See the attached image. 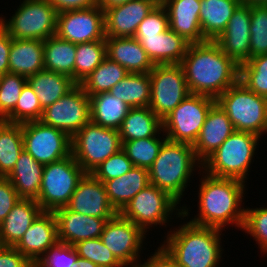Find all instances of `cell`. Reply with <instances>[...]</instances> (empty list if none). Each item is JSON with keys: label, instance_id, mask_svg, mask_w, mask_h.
<instances>
[{"label": "cell", "instance_id": "obj_48", "mask_svg": "<svg viewBox=\"0 0 267 267\" xmlns=\"http://www.w3.org/2000/svg\"><path fill=\"white\" fill-rule=\"evenodd\" d=\"M169 28L168 14L164 6H155L138 25L135 35L152 36Z\"/></svg>", "mask_w": 267, "mask_h": 267}, {"label": "cell", "instance_id": "obj_49", "mask_svg": "<svg viewBox=\"0 0 267 267\" xmlns=\"http://www.w3.org/2000/svg\"><path fill=\"white\" fill-rule=\"evenodd\" d=\"M19 199L12 183L6 177H0V224Z\"/></svg>", "mask_w": 267, "mask_h": 267}, {"label": "cell", "instance_id": "obj_20", "mask_svg": "<svg viewBox=\"0 0 267 267\" xmlns=\"http://www.w3.org/2000/svg\"><path fill=\"white\" fill-rule=\"evenodd\" d=\"M57 220L58 241L68 245L92 238H100L107 222L97 218L77 213L61 207L54 211Z\"/></svg>", "mask_w": 267, "mask_h": 267}, {"label": "cell", "instance_id": "obj_42", "mask_svg": "<svg viewBox=\"0 0 267 267\" xmlns=\"http://www.w3.org/2000/svg\"><path fill=\"white\" fill-rule=\"evenodd\" d=\"M250 58L267 54V5H251Z\"/></svg>", "mask_w": 267, "mask_h": 267}, {"label": "cell", "instance_id": "obj_21", "mask_svg": "<svg viewBox=\"0 0 267 267\" xmlns=\"http://www.w3.org/2000/svg\"><path fill=\"white\" fill-rule=\"evenodd\" d=\"M57 241L58 231L55 214L54 212L43 211L14 247L34 264Z\"/></svg>", "mask_w": 267, "mask_h": 267}, {"label": "cell", "instance_id": "obj_40", "mask_svg": "<svg viewBox=\"0 0 267 267\" xmlns=\"http://www.w3.org/2000/svg\"><path fill=\"white\" fill-rule=\"evenodd\" d=\"M239 81L257 95L267 98V54L241 64Z\"/></svg>", "mask_w": 267, "mask_h": 267}, {"label": "cell", "instance_id": "obj_34", "mask_svg": "<svg viewBox=\"0 0 267 267\" xmlns=\"http://www.w3.org/2000/svg\"><path fill=\"white\" fill-rule=\"evenodd\" d=\"M76 46L70 41L51 36L44 40V68L71 77L74 80Z\"/></svg>", "mask_w": 267, "mask_h": 267}, {"label": "cell", "instance_id": "obj_9", "mask_svg": "<svg viewBox=\"0 0 267 267\" xmlns=\"http://www.w3.org/2000/svg\"><path fill=\"white\" fill-rule=\"evenodd\" d=\"M1 27L14 39L46 40L55 36L57 10L48 0H25Z\"/></svg>", "mask_w": 267, "mask_h": 267}, {"label": "cell", "instance_id": "obj_8", "mask_svg": "<svg viewBox=\"0 0 267 267\" xmlns=\"http://www.w3.org/2000/svg\"><path fill=\"white\" fill-rule=\"evenodd\" d=\"M122 149L119 131L88 122L71 138V153L86 173Z\"/></svg>", "mask_w": 267, "mask_h": 267}, {"label": "cell", "instance_id": "obj_13", "mask_svg": "<svg viewBox=\"0 0 267 267\" xmlns=\"http://www.w3.org/2000/svg\"><path fill=\"white\" fill-rule=\"evenodd\" d=\"M44 124L65 132L71 138L91 121L90 98L77 84L67 94L43 110Z\"/></svg>", "mask_w": 267, "mask_h": 267}, {"label": "cell", "instance_id": "obj_27", "mask_svg": "<svg viewBox=\"0 0 267 267\" xmlns=\"http://www.w3.org/2000/svg\"><path fill=\"white\" fill-rule=\"evenodd\" d=\"M44 69L43 40L12 38L9 73L28 78Z\"/></svg>", "mask_w": 267, "mask_h": 267}, {"label": "cell", "instance_id": "obj_52", "mask_svg": "<svg viewBox=\"0 0 267 267\" xmlns=\"http://www.w3.org/2000/svg\"><path fill=\"white\" fill-rule=\"evenodd\" d=\"M12 37L0 26V76L9 73V53Z\"/></svg>", "mask_w": 267, "mask_h": 267}, {"label": "cell", "instance_id": "obj_6", "mask_svg": "<svg viewBox=\"0 0 267 267\" xmlns=\"http://www.w3.org/2000/svg\"><path fill=\"white\" fill-rule=\"evenodd\" d=\"M259 138L251 132L234 131L203 161L207 174L245 182Z\"/></svg>", "mask_w": 267, "mask_h": 267}, {"label": "cell", "instance_id": "obj_36", "mask_svg": "<svg viewBox=\"0 0 267 267\" xmlns=\"http://www.w3.org/2000/svg\"><path fill=\"white\" fill-rule=\"evenodd\" d=\"M24 150L22 124L0 120V177H7Z\"/></svg>", "mask_w": 267, "mask_h": 267}, {"label": "cell", "instance_id": "obj_3", "mask_svg": "<svg viewBox=\"0 0 267 267\" xmlns=\"http://www.w3.org/2000/svg\"><path fill=\"white\" fill-rule=\"evenodd\" d=\"M220 231L188 222L169 234L167 246L163 244L162 247L179 267H216L222 251Z\"/></svg>", "mask_w": 267, "mask_h": 267}, {"label": "cell", "instance_id": "obj_12", "mask_svg": "<svg viewBox=\"0 0 267 267\" xmlns=\"http://www.w3.org/2000/svg\"><path fill=\"white\" fill-rule=\"evenodd\" d=\"M24 150L43 165L71 154V137L42 121L22 123Z\"/></svg>", "mask_w": 267, "mask_h": 267}, {"label": "cell", "instance_id": "obj_54", "mask_svg": "<svg viewBox=\"0 0 267 267\" xmlns=\"http://www.w3.org/2000/svg\"><path fill=\"white\" fill-rule=\"evenodd\" d=\"M130 0H99V6L105 11L113 6L121 5Z\"/></svg>", "mask_w": 267, "mask_h": 267}, {"label": "cell", "instance_id": "obj_45", "mask_svg": "<svg viewBox=\"0 0 267 267\" xmlns=\"http://www.w3.org/2000/svg\"><path fill=\"white\" fill-rule=\"evenodd\" d=\"M43 256L34 263V267H74L79 257L74 245L60 241L48 248Z\"/></svg>", "mask_w": 267, "mask_h": 267}, {"label": "cell", "instance_id": "obj_51", "mask_svg": "<svg viewBox=\"0 0 267 267\" xmlns=\"http://www.w3.org/2000/svg\"><path fill=\"white\" fill-rule=\"evenodd\" d=\"M148 261L142 265H131V267H179L176 261L169 255V253L160 247L157 252Z\"/></svg>", "mask_w": 267, "mask_h": 267}, {"label": "cell", "instance_id": "obj_18", "mask_svg": "<svg viewBox=\"0 0 267 267\" xmlns=\"http://www.w3.org/2000/svg\"><path fill=\"white\" fill-rule=\"evenodd\" d=\"M250 19L251 5L242 2L235 9L226 29L215 40L239 66L250 59Z\"/></svg>", "mask_w": 267, "mask_h": 267}, {"label": "cell", "instance_id": "obj_50", "mask_svg": "<svg viewBox=\"0 0 267 267\" xmlns=\"http://www.w3.org/2000/svg\"><path fill=\"white\" fill-rule=\"evenodd\" d=\"M0 267H34L15 247L0 246Z\"/></svg>", "mask_w": 267, "mask_h": 267}, {"label": "cell", "instance_id": "obj_43", "mask_svg": "<svg viewBox=\"0 0 267 267\" xmlns=\"http://www.w3.org/2000/svg\"><path fill=\"white\" fill-rule=\"evenodd\" d=\"M74 248L80 258L90 260L99 267H124L100 238L79 241Z\"/></svg>", "mask_w": 267, "mask_h": 267}, {"label": "cell", "instance_id": "obj_35", "mask_svg": "<svg viewBox=\"0 0 267 267\" xmlns=\"http://www.w3.org/2000/svg\"><path fill=\"white\" fill-rule=\"evenodd\" d=\"M109 93L130 108L149 107L151 94L149 73H129Z\"/></svg>", "mask_w": 267, "mask_h": 267}, {"label": "cell", "instance_id": "obj_33", "mask_svg": "<svg viewBox=\"0 0 267 267\" xmlns=\"http://www.w3.org/2000/svg\"><path fill=\"white\" fill-rule=\"evenodd\" d=\"M91 122L118 130L130 107L109 92L90 96Z\"/></svg>", "mask_w": 267, "mask_h": 267}, {"label": "cell", "instance_id": "obj_38", "mask_svg": "<svg viewBox=\"0 0 267 267\" xmlns=\"http://www.w3.org/2000/svg\"><path fill=\"white\" fill-rule=\"evenodd\" d=\"M106 57L105 40L77 44L74 63V81L80 84Z\"/></svg>", "mask_w": 267, "mask_h": 267}, {"label": "cell", "instance_id": "obj_28", "mask_svg": "<svg viewBox=\"0 0 267 267\" xmlns=\"http://www.w3.org/2000/svg\"><path fill=\"white\" fill-rule=\"evenodd\" d=\"M103 183L110 204L120 213L138 192L150 184L148 169L134 166L120 177Z\"/></svg>", "mask_w": 267, "mask_h": 267}, {"label": "cell", "instance_id": "obj_31", "mask_svg": "<svg viewBox=\"0 0 267 267\" xmlns=\"http://www.w3.org/2000/svg\"><path fill=\"white\" fill-rule=\"evenodd\" d=\"M27 82L33 88L43 110L77 85L71 77L45 69L28 77Z\"/></svg>", "mask_w": 267, "mask_h": 267}, {"label": "cell", "instance_id": "obj_2", "mask_svg": "<svg viewBox=\"0 0 267 267\" xmlns=\"http://www.w3.org/2000/svg\"><path fill=\"white\" fill-rule=\"evenodd\" d=\"M244 182L206 175L201 182L198 218L190 221L198 226L220 229L227 223L242 228L245 210L238 206L244 194Z\"/></svg>", "mask_w": 267, "mask_h": 267}, {"label": "cell", "instance_id": "obj_46", "mask_svg": "<svg viewBox=\"0 0 267 267\" xmlns=\"http://www.w3.org/2000/svg\"><path fill=\"white\" fill-rule=\"evenodd\" d=\"M134 167L126 152L120 149L117 153L108 157L91 174L99 181H107L120 177Z\"/></svg>", "mask_w": 267, "mask_h": 267}, {"label": "cell", "instance_id": "obj_47", "mask_svg": "<svg viewBox=\"0 0 267 267\" xmlns=\"http://www.w3.org/2000/svg\"><path fill=\"white\" fill-rule=\"evenodd\" d=\"M242 229L251 234L261 249L267 252V208L245 209Z\"/></svg>", "mask_w": 267, "mask_h": 267}, {"label": "cell", "instance_id": "obj_10", "mask_svg": "<svg viewBox=\"0 0 267 267\" xmlns=\"http://www.w3.org/2000/svg\"><path fill=\"white\" fill-rule=\"evenodd\" d=\"M216 99L190 94L162 120L167 140L193 145Z\"/></svg>", "mask_w": 267, "mask_h": 267}, {"label": "cell", "instance_id": "obj_19", "mask_svg": "<svg viewBox=\"0 0 267 267\" xmlns=\"http://www.w3.org/2000/svg\"><path fill=\"white\" fill-rule=\"evenodd\" d=\"M155 5L148 0H130L104 11L106 37H134L138 25Z\"/></svg>", "mask_w": 267, "mask_h": 267}, {"label": "cell", "instance_id": "obj_37", "mask_svg": "<svg viewBox=\"0 0 267 267\" xmlns=\"http://www.w3.org/2000/svg\"><path fill=\"white\" fill-rule=\"evenodd\" d=\"M128 74L129 72L123 66L106 57L80 85L90 97L99 93L109 92Z\"/></svg>", "mask_w": 267, "mask_h": 267}, {"label": "cell", "instance_id": "obj_39", "mask_svg": "<svg viewBox=\"0 0 267 267\" xmlns=\"http://www.w3.org/2000/svg\"><path fill=\"white\" fill-rule=\"evenodd\" d=\"M167 140L164 138L148 137L125 141L122 143V149L135 167L149 168L157 158L161 146Z\"/></svg>", "mask_w": 267, "mask_h": 267}, {"label": "cell", "instance_id": "obj_53", "mask_svg": "<svg viewBox=\"0 0 267 267\" xmlns=\"http://www.w3.org/2000/svg\"><path fill=\"white\" fill-rule=\"evenodd\" d=\"M57 10V12L65 10H75L96 6L99 0H48Z\"/></svg>", "mask_w": 267, "mask_h": 267}, {"label": "cell", "instance_id": "obj_22", "mask_svg": "<svg viewBox=\"0 0 267 267\" xmlns=\"http://www.w3.org/2000/svg\"><path fill=\"white\" fill-rule=\"evenodd\" d=\"M232 122L225 111L215 102L206 117L202 129L192 145L198 162H203L233 132Z\"/></svg>", "mask_w": 267, "mask_h": 267}, {"label": "cell", "instance_id": "obj_15", "mask_svg": "<svg viewBox=\"0 0 267 267\" xmlns=\"http://www.w3.org/2000/svg\"><path fill=\"white\" fill-rule=\"evenodd\" d=\"M177 204L179 203L167 192L149 184L138 192L119 214L145 232L152 224L165 223Z\"/></svg>", "mask_w": 267, "mask_h": 267}, {"label": "cell", "instance_id": "obj_1", "mask_svg": "<svg viewBox=\"0 0 267 267\" xmlns=\"http://www.w3.org/2000/svg\"><path fill=\"white\" fill-rule=\"evenodd\" d=\"M180 65L190 94L217 99L239 81L240 66L216 41L190 44Z\"/></svg>", "mask_w": 267, "mask_h": 267}, {"label": "cell", "instance_id": "obj_44", "mask_svg": "<svg viewBox=\"0 0 267 267\" xmlns=\"http://www.w3.org/2000/svg\"><path fill=\"white\" fill-rule=\"evenodd\" d=\"M27 78L12 73L0 76V120H4L15 108Z\"/></svg>", "mask_w": 267, "mask_h": 267}, {"label": "cell", "instance_id": "obj_32", "mask_svg": "<svg viewBox=\"0 0 267 267\" xmlns=\"http://www.w3.org/2000/svg\"><path fill=\"white\" fill-rule=\"evenodd\" d=\"M162 120L149 107L130 108L118 129L121 143L154 137L162 131Z\"/></svg>", "mask_w": 267, "mask_h": 267}, {"label": "cell", "instance_id": "obj_7", "mask_svg": "<svg viewBox=\"0 0 267 267\" xmlns=\"http://www.w3.org/2000/svg\"><path fill=\"white\" fill-rule=\"evenodd\" d=\"M85 174L72 153L61 160L44 165L36 202L43 211L48 212L65 207Z\"/></svg>", "mask_w": 267, "mask_h": 267}, {"label": "cell", "instance_id": "obj_4", "mask_svg": "<svg viewBox=\"0 0 267 267\" xmlns=\"http://www.w3.org/2000/svg\"><path fill=\"white\" fill-rule=\"evenodd\" d=\"M196 160L191 144L166 140L154 163L148 168L150 184L179 202Z\"/></svg>", "mask_w": 267, "mask_h": 267}, {"label": "cell", "instance_id": "obj_11", "mask_svg": "<svg viewBox=\"0 0 267 267\" xmlns=\"http://www.w3.org/2000/svg\"><path fill=\"white\" fill-rule=\"evenodd\" d=\"M149 77V108L163 120L190 95L184 71L180 64L154 65Z\"/></svg>", "mask_w": 267, "mask_h": 267}, {"label": "cell", "instance_id": "obj_16", "mask_svg": "<svg viewBox=\"0 0 267 267\" xmlns=\"http://www.w3.org/2000/svg\"><path fill=\"white\" fill-rule=\"evenodd\" d=\"M144 234L139 226L118 213L106 222L100 239L124 266H128L136 263Z\"/></svg>", "mask_w": 267, "mask_h": 267}, {"label": "cell", "instance_id": "obj_56", "mask_svg": "<svg viewBox=\"0 0 267 267\" xmlns=\"http://www.w3.org/2000/svg\"><path fill=\"white\" fill-rule=\"evenodd\" d=\"M242 2L248 5H267V0H242Z\"/></svg>", "mask_w": 267, "mask_h": 267}, {"label": "cell", "instance_id": "obj_30", "mask_svg": "<svg viewBox=\"0 0 267 267\" xmlns=\"http://www.w3.org/2000/svg\"><path fill=\"white\" fill-rule=\"evenodd\" d=\"M44 165L25 150L22 151L14 169L6 177L20 198L36 200L39 195Z\"/></svg>", "mask_w": 267, "mask_h": 267}, {"label": "cell", "instance_id": "obj_23", "mask_svg": "<svg viewBox=\"0 0 267 267\" xmlns=\"http://www.w3.org/2000/svg\"><path fill=\"white\" fill-rule=\"evenodd\" d=\"M154 65L180 64L190 42L168 28L152 36L135 35Z\"/></svg>", "mask_w": 267, "mask_h": 267}, {"label": "cell", "instance_id": "obj_57", "mask_svg": "<svg viewBox=\"0 0 267 267\" xmlns=\"http://www.w3.org/2000/svg\"><path fill=\"white\" fill-rule=\"evenodd\" d=\"M152 2L155 6H164L168 0H148Z\"/></svg>", "mask_w": 267, "mask_h": 267}, {"label": "cell", "instance_id": "obj_25", "mask_svg": "<svg viewBox=\"0 0 267 267\" xmlns=\"http://www.w3.org/2000/svg\"><path fill=\"white\" fill-rule=\"evenodd\" d=\"M107 57L129 73H150L154 68L147 52L135 37H106Z\"/></svg>", "mask_w": 267, "mask_h": 267}, {"label": "cell", "instance_id": "obj_17", "mask_svg": "<svg viewBox=\"0 0 267 267\" xmlns=\"http://www.w3.org/2000/svg\"><path fill=\"white\" fill-rule=\"evenodd\" d=\"M67 209L87 216L111 220L118 213L108 200L104 183L86 173L72 194Z\"/></svg>", "mask_w": 267, "mask_h": 267}, {"label": "cell", "instance_id": "obj_26", "mask_svg": "<svg viewBox=\"0 0 267 267\" xmlns=\"http://www.w3.org/2000/svg\"><path fill=\"white\" fill-rule=\"evenodd\" d=\"M42 212L36 200L20 198L0 224V246L14 247Z\"/></svg>", "mask_w": 267, "mask_h": 267}, {"label": "cell", "instance_id": "obj_5", "mask_svg": "<svg viewBox=\"0 0 267 267\" xmlns=\"http://www.w3.org/2000/svg\"><path fill=\"white\" fill-rule=\"evenodd\" d=\"M216 102L228 115L235 131L258 136L267 132V98L249 90L240 81L222 93Z\"/></svg>", "mask_w": 267, "mask_h": 267}, {"label": "cell", "instance_id": "obj_55", "mask_svg": "<svg viewBox=\"0 0 267 267\" xmlns=\"http://www.w3.org/2000/svg\"><path fill=\"white\" fill-rule=\"evenodd\" d=\"M74 267H99L97 264H94L92 261L78 257L74 262Z\"/></svg>", "mask_w": 267, "mask_h": 267}, {"label": "cell", "instance_id": "obj_14", "mask_svg": "<svg viewBox=\"0 0 267 267\" xmlns=\"http://www.w3.org/2000/svg\"><path fill=\"white\" fill-rule=\"evenodd\" d=\"M55 35L74 44L105 40L104 10L96 5L59 12Z\"/></svg>", "mask_w": 267, "mask_h": 267}, {"label": "cell", "instance_id": "obj_24", "mask_svg": "<svg viewBox=\"0 0 267 267\" xmlns=\"http://www.w3.org/2000/svg\"><path fill=\"white\" fill-rule=\"evenodd\" d=\"M169 28L191 44L206 41L200 27V0H168L164 5Z\"/></svg>", "mask_w": 267, "mask_h": 267}, {"label": "cell", "instance_id": "obj_29", "mask_svg": "<svg viewBox=\"0 0 267 267\" xmlns=\"http://www.w3.org/2000/svg\"><path fill=\"white\" fill-rule=\"evenodd\" d=\"M242 0H200L199 21L205 40L215 41Z\"/></svg>", "mask_w": 267, "mask_h": 267}, {"label": "cell", "instance_id": "obj_41", "mask_svg": "<svg viewBox=\"0 0 267 267\" xmlns=\"http://www.w3.org/2000/svg\"><path fill=\"white\" fill-rule=\"evenodd\" d=\"M42 114L43 109L41 108L38 97L27 82L22 88L14 110L3 121L22 124L41 120Z\"/></svg>", "mask_w": 267, "mask_h": 267}]
</instances>
